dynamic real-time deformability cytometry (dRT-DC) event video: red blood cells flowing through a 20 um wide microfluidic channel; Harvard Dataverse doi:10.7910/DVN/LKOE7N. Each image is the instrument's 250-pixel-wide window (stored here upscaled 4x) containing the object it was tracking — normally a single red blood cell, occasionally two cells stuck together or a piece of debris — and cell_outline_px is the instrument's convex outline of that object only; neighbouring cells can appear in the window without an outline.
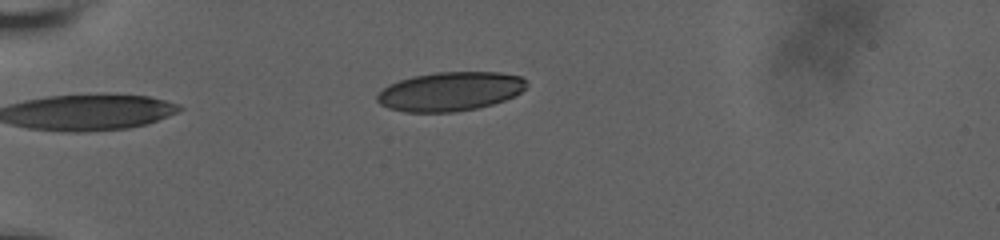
{"species": "human", "species_latin": "Homo sapiens", "temperature_condition": "room temperature", "stored_images_in_passage": 42, "camera_frame_rate_fps": 3000, "um_per_image_px": 0.085, "donor": {"sex": "male"}, "frame": {"image": 1, "passage_image": 1, "time_ms": 0.0, "image_size_px": [1000, 240], "cell_outline_px": [[528, 84], [520, 92], [504, 100], [492, 104], [476, 108], [452, 112], [404, 112], [388, 108], [380, 104], [376, 100], [376, 96], [388, 84], [412, 76], [436, 72], [500, 72], [520, 76]], "centroid_in_image_um": [38.23, 7.77], "position_along_channel_um": 46.8, "area_um2": 33.87}}
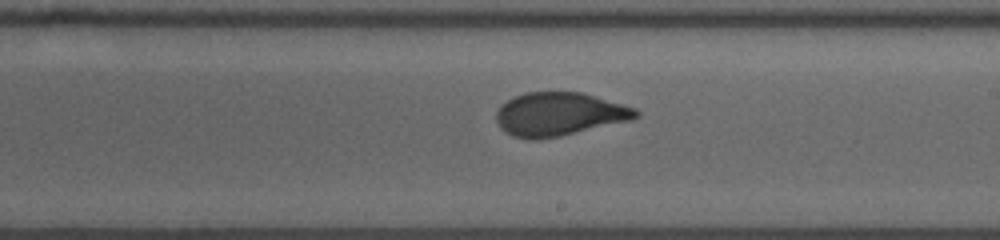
{"frame": {"image": 2, "passage_image": 20, "time_ms": 6.333, "image_size_px": [1000, 240], "cell_outline_px": [[640, 116], [632, 120], [560, 136], [536, 140], [532, 140], [512, 136], [504, 132], [500, 128], [496, 120], [496, 112], [500, 104], [524, 92], [584, 92], [624, 104], [636, 108], [640, 112]], "centroid_in_image_um": [47.54, 9.7], "position_along_channel_um": 241.5, "area_um2": 35.72}}
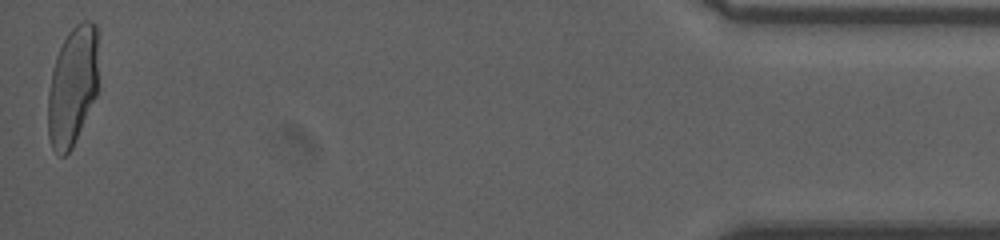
{"frame": {"image": 3, "passage_image": 42, "time_ms": 13.667, "image_size_px": [1000, 240], "cell_outline_px": [[96, 96], [72, 148], [64, 156], [60, 156], [52, 148], [48, 136], [48, 92], [52, 68], [56, 56], [68, 32], [76, 24], [84, 20], [92, 20], [96, 24]], "centroid_in_image_um": [6.14, 7.34], "position_along_channel_um": 429.1, "area_um2": 34.74}, "authors_computed_cell_mechanics": {"area_um2": 35.3447, "velocity_mm_per_s": 3.6667, "shape_relaxation_time_tau1_ms": 8.2331, "shape_relaxation_time_tau2_ms": null, "deformation_change_tau1": 0.2273, "deformation_change_tau2": null}}